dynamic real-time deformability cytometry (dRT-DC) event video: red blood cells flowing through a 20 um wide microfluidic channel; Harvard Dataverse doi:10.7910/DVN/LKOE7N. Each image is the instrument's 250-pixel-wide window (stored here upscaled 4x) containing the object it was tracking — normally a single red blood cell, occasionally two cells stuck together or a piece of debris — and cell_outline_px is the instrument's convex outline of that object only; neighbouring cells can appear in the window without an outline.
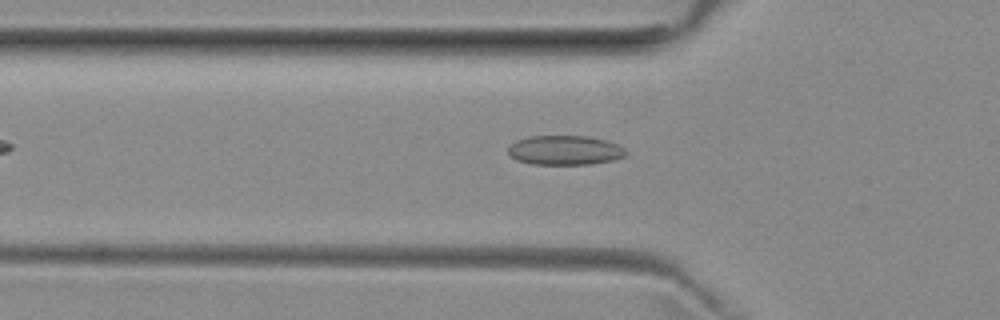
{"species": "common noctule bat (a hibernating species)", "species_latin": "Nyctalus noctula", "temperature_condition": "room temperature", "stored_images_in_passage": 41, "camera_frame_rate_fps": 3000, "um_per_image_px": 0.085, "animal": {"sex": "female", "body_mass_g": 29.2, "forearm_length_mm": 56.3}, "frame": {"image": 1, "passage_image": 11, "time_ms": 3.333, "image_size_px": [1000, 320], "cell_outline_px": [[628, 152], [624, 156], [612, 160], [588, 164], [532, 164], [516, 160], [508, 152], [508, 148], [516, 140], [528, 136], [588, 136], [604, 140], [616, 144], [624, 148]], "centroid_in_image_um": [48.0, 12.76], "position_along_channel_um": 77.8, "area_um2": 20.06}}
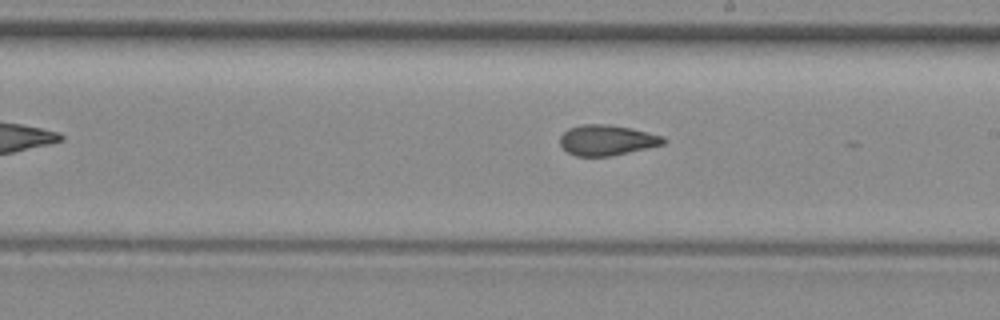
{"frame": {"image": 2, "passage_image": 23, "time_ms": 7.333, "image_size_px": [1000, 320], "cell_outline_px": [[664, 144], [612, 156], [576, 156], [568, 152], [560, 144], [560, 136], [568, 128], [584, 124], [608, 124], [632, 128], [664, 136]], "centroid_in_image_um": [51.58, 11.91], "position_along_channel_um": 237.4, "area_um2": 18.32}}
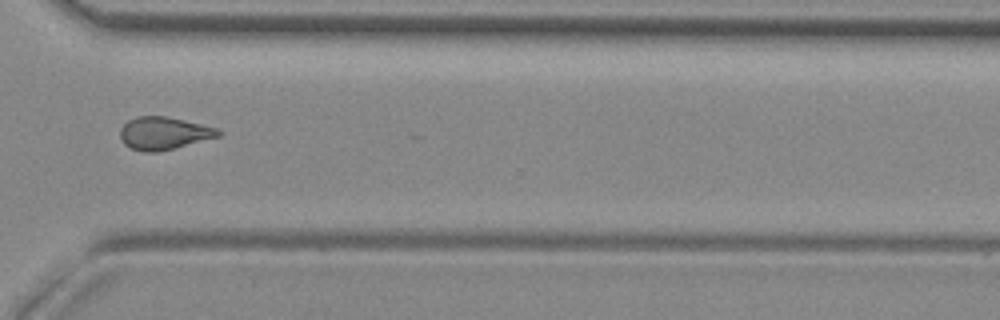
{"frame": {"image": 3, "passage_image": 32, "time_ms": 10.333, "image_size_px": [1000, 320], "cell_outline_px": [[224, 132], [220, 136], [156, 152], [144, 152], [132, 148], [124, 144], [120, 140], [120, 128], [128, 120], [136, 116], [168, 116], [216, 128]], "centroid_in_image_um": [13.89, 11.31], "position_along_channel_um": 356.7, "area_um2": 18.55}}